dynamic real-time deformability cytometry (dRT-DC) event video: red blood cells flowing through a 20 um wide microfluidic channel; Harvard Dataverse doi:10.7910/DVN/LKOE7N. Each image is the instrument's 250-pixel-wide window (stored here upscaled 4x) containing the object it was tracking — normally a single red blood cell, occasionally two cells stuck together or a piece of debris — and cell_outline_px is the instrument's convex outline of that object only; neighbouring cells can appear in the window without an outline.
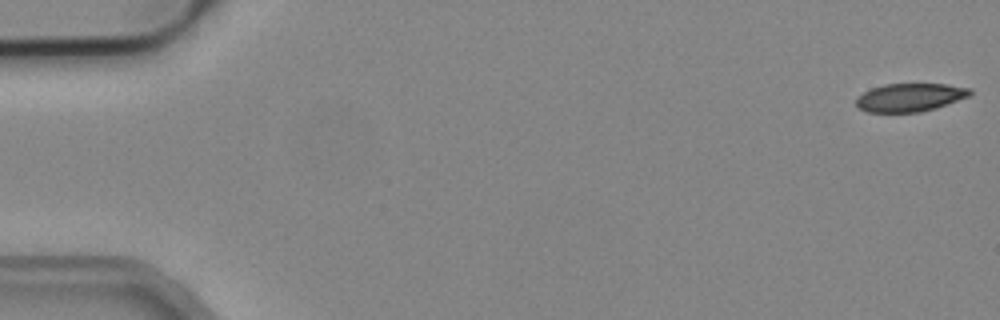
{"species": "common noctule bat (a hibernating species)", "species_latin": "Nyctalus noctula", "temperature_condition": "cold", "stored_images_in_passage": 4, "camera_frame_rate_fps": 3000, "um_per_image_px": 0.085, "animal": {"sex": "male", "body_mass_g": 19.2, "forearm_length_mm": 51.8}, "frame": {"image": 1, "passage_image": 1, "time_ms": 0.0, "image_size_px": [1000, 320], "cell_outline_px": [[972, 92], [968, 96], [936, 108], [920, 112], [868, 112], [860, 108], [856, 104], [856, 96], [872, 88], [884, 84], [948, 84], [972, 88]], "centroid_in_image_um": [77.34, 8.27], "position_along_channel_um": 7.7, "area_um2": 18.67}}